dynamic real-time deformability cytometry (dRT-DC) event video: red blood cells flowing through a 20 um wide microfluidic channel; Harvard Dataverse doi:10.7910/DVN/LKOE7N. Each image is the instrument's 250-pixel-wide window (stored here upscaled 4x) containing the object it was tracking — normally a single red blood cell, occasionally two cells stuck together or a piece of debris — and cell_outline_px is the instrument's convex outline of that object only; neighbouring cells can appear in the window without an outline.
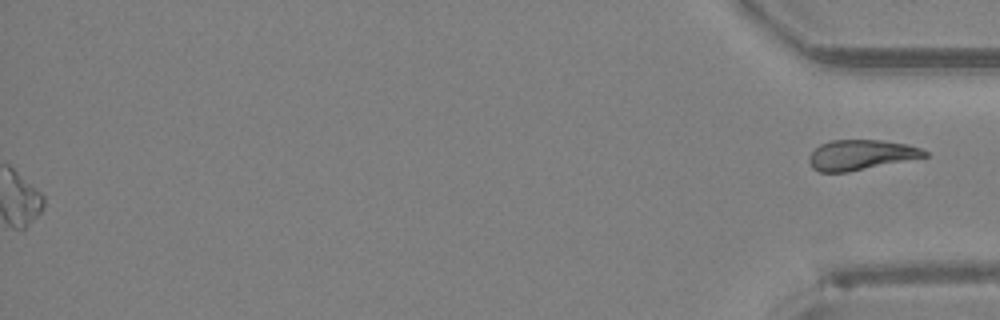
{"species": "Egyptian fruit bat (a non-hibernating species)", "species_latin": "Rousettus aegyptiacus", "temperature_condition": "room temperature", "stored_images_in_passage": 34, "segment_of_instrument_passage": [2, 2], "camera_frame_rate_fps": 3000, "um_per_image_px": 0.085, "animal": {"sex": "female"}, "frame": {"image": 1, "passage_image": 34, "time_ms": 11.0, "image_size_px": [1000, 320], "cell_outline_px": [[928, 156], [848, 172], [820, 172], [812, 168], [808, 160], [808, 156], [820, 144], [832, 140], [880, 140], [908, 144], [920, 148], [928, 152]], "centroid_in_image_um": [73.16, 13.16], "position_along_channel_um": 362.0, "area_um2": 20.23}}